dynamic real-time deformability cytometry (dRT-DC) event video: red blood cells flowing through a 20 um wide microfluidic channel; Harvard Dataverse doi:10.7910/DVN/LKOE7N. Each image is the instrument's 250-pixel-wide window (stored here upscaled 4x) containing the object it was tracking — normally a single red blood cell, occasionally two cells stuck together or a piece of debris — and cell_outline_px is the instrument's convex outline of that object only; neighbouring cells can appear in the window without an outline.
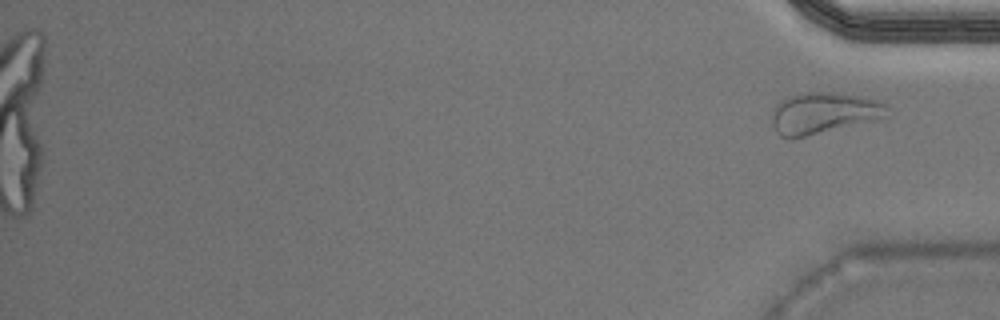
{"species": "Egyptian fruit bat (a non-hibernating species)", "species_latin": "Rousettus aegyptiacus", "temperature_condition": "warm", "stored_images_in_passage": 39, "camera_frame_rate_fps": 3000, "um_per_image_px": 0.085, "animal": {"sex": "male"}, "frame": {"image": 1, "passage_image": 39, "time_ms": 12.667, "image_size_px": [1000, 320], "cell_outline_px": [[892, 116], [804, 136], [780, 136], [776, 132], [772, 124], [772, 108], [780, 100], [788, 96], [808, 92], [832, 92], [880, 100], [888, 108]], "centroid_in_image_um": [70.02, 9.58], "position_along_channel_um": 365.2, "area_um2": 27.51}}